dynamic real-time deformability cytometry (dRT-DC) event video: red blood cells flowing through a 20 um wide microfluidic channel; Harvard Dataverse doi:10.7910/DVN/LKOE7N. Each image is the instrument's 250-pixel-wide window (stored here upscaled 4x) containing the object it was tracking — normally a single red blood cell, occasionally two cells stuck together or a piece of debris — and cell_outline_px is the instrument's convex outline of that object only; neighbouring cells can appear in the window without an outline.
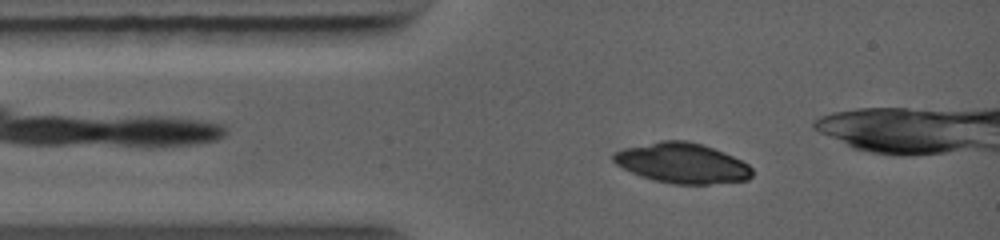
{"species": "common noctule bat (a hibernating species)", "species_latin": "Nyctalus noctula", "temperature_condition": "warm", "stored_images_in_passage": 6, "camera_frame_rate_fps": 5000, "um_per_image_px": 0.085, "animal": {"sex": "female", "body_mass_g": 19.0, "forearm_length_mm": 56.7}, "frame": {"image": 1, "passage_image": 1, "time_ms": 0.0, "image_size_px": [1000, 240], "cell_outline_px": [[752, 176], [748, 180], [708, 184], [672, 184], [652, 180], [640, 176], [616, 164], [612, 160], [612, 152], [624, 148], [660, 140], [688, 140], [704, 144], [724, 152], [748, 164], [752, 168]], "centroid_in_image_um": [57.97, 13.86], "position_along_channel_um": 27.0, "area_um2": 32.71}}